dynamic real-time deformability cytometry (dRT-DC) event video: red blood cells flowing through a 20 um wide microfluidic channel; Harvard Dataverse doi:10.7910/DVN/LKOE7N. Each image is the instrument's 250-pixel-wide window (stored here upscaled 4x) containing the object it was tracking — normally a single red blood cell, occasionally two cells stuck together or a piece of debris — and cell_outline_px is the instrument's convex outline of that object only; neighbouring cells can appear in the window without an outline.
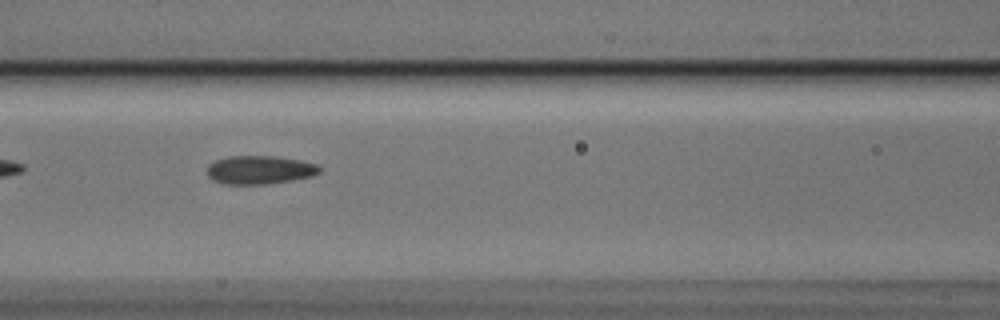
{"species": "Egyptian fruit bat (a non-hibernating species)", "species_latin": "Rousettus aegyptiacus", "temperature_condition": "cold", "stored_images_in_passage": 8, "camera_frame_rate_fps": 3000, "um_per_image_px": 0.085, "animal": {"sex": "male"}, "frame": {"image": 1, "passage_image": 4, "time_ms": 1.0, "image_size_px": [1000, 320], "cell_outline_px": [[320, 172], [312, 176], [264, 184], [224, 184], [212, 180], [208, 176], [208, 164], [216, 160], [228, 156], [272, 156], [300, 160], [316, 164], [320, 168]], "centroid_in_image_um": [22.03, 14.43], "position_along_channel_um": 144.6, "area_um2": 18.44}}
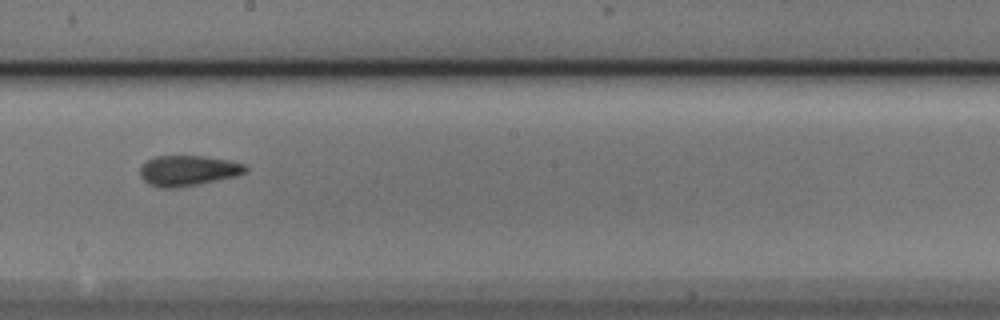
{"frame": {"image": 2, "passage_image": 6, "time_ms": 1.667, "image_size_px": [1000, 320], "cell_outline_px": [[248, 168], [244, 172], [236, 176], [200, 184], [180, 188], [160, 188], [148, 184], [140, 176], [140, 168], [148, 160], [156, 156], [204, 156], [228, 160], [244, 164]], "centroid_in_image_um": [15.97, 14.52], "position_along_channel_um": 232.2, "area_um2": 18.73}}
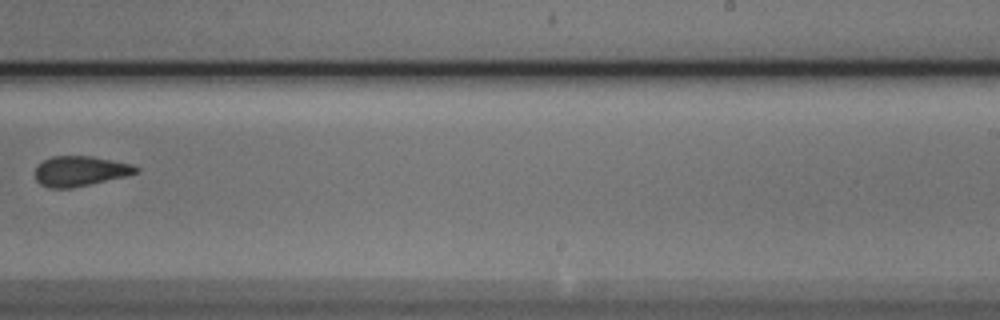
{"frame": {"image": 3, "passage_image": 7, "time_ms": 2.0, "image_size_px": [1000, 320], "cell_outline_px": [[140, 172], [128, 176], [72, 188], [52, 188], [40, 184], [36, 180], [36, 168], [44, 160], [52, 156], [92, 156], [132, 164], [140, 168]], "centroid_in_image_um": [6.87, 14.54], "position_along_channel_um": 282.1, "area_um2": 17.74}}